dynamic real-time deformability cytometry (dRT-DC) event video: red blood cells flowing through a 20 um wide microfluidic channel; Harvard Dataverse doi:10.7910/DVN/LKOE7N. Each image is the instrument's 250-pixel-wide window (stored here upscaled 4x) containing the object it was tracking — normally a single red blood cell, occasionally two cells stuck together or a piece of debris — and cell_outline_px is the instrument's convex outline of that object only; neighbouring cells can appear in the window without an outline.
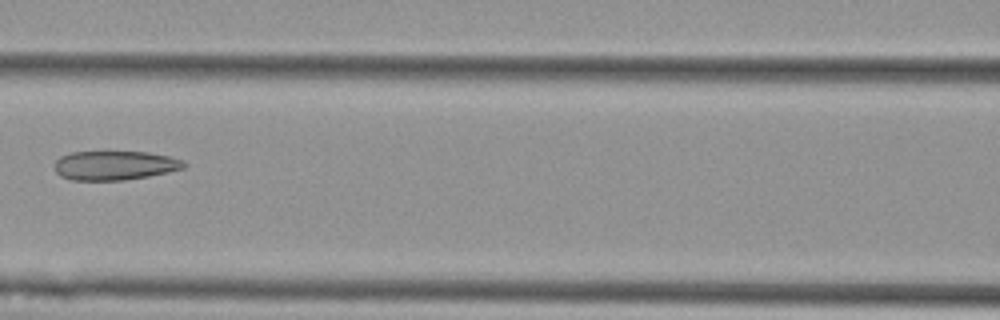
{"species": "Egyptian fruit bat (a non-hibernating species)", "species_latin": "Rousettus aegyptiacus", "temperature_condition": "cold", "stored_images_in_passage": 9, "camera_frame_rate_fps": 3000, "um_per_image_px": 0.085, "animal": {"sex": "female"}, "frame": {"image": 1, "passage_image": 6, "time_ms": 1.667, "image_size_px": [1000, 320], "cell_outline_px": [[188, 164], [184, 168], [168, 172], [148, 176], [124, 180], [72, 180], [60, 176], [52, 168], [52, 164], [60, 156], [72, 152], [148, 152], [168, 156], [184, 160]], "centroid_in_image_um": [9.72, 14.06], "position_along_channel_um": 156.9, "area_um2": 22.2}}
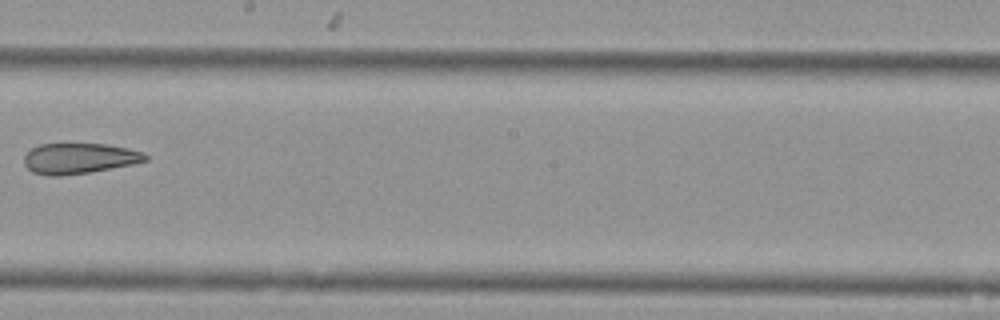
{"frame": {"image": 2, "passage_image": 8, "time_ms": 2.333, "image_size_px": [1000, 320], "cell_outline_px": [[148, 160], [132, 164], [88, 172], [60, 176], [52, 176], [32, 172], [24, 164], [24, 156], [32, 148], [40, 144], [108, 144], [128, 148], [144, 152], [148, 156]], "centroid_in_image_um": [6.74, 13.46], "position_along_channel_um": 241.5, "area_um2": 21.5}}
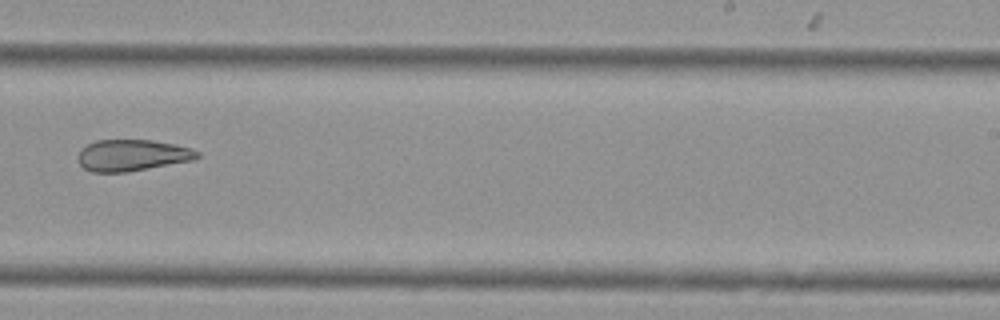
{"frame": {"image": 3, "passage_image": 9, "time_ms": 2.667, "image_size_px": [1000, 320], "cell_outline_px": [[200, 156], [196, 160], [128, 172], [92, 172], [84, 168], [80, 164], [76, 156], [88, 144], [96, 140], [152, 140], [176, 144], [192, 148], [200, 152]], "centroid_in_image_um": [11.29, 13.2], "position_along_channel_um": 277.7, "area_um2": 22.08}}